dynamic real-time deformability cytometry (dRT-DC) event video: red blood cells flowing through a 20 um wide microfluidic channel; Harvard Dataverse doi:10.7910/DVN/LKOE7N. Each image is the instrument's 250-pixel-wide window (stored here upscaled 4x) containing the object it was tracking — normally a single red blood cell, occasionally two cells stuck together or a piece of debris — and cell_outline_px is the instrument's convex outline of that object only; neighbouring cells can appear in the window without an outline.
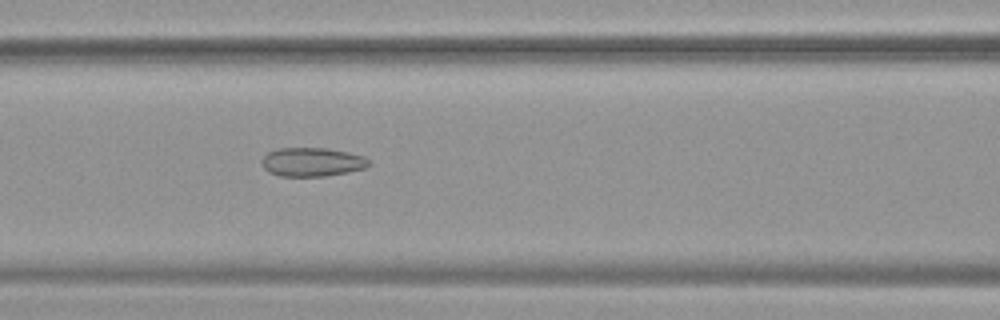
{"species": "common noctule bat (a hibernating species)", "species_latin": "Nyctalus noctula", "temperature_condition": "warm", "stored_images_in_passage": 54, "camera_frame_rate_fps": 3000, "um_per_image_px": 0.085, "animal": {"sex": "female", "body_mass_g": 19.9}, "frame": {"image": 1, "passage_image": 24, "time_ms": 7.667, "image_size_px": [1000, 320], "cell_outline_px": [[372, 164], [364, 168], [348, 172], [324, 176], [280, 176], [268, 172], [264, 168], [260, 160], [268, 152], [276, 148], [328, 148], [348, 152], [364, 156]], "centroid_in_image_um": [26.51, 13.76], "position_along_channel_um": 140.1, "area_um2": 18.09}}
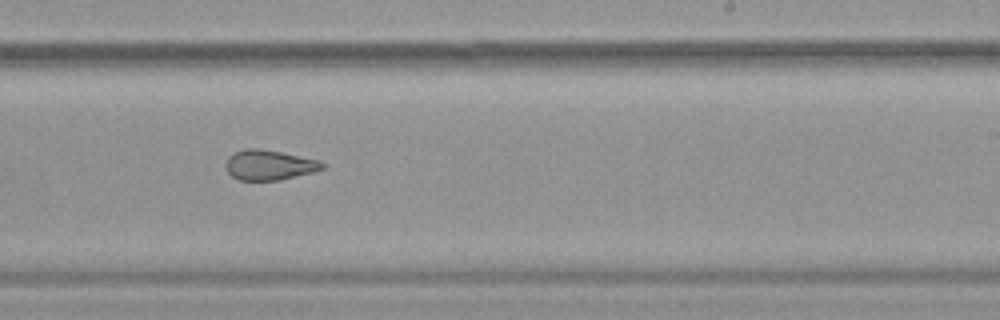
{"frame": {"image": 2, "passage_image": 34, "time_ms": 11.0, "image_size_px": [1000, 320], "cell_outline_px": [[324, 168], [312, 172], [280, 180], [236, 180], [228, 172], [224, 164], [228, 156], [244, 148], [260, 148], [320, 160], [324, 164]], "centroid_in_image_um": [22.85, 14.02], "position_along_channel_um": 266.2, "area_um2": 16.94}}
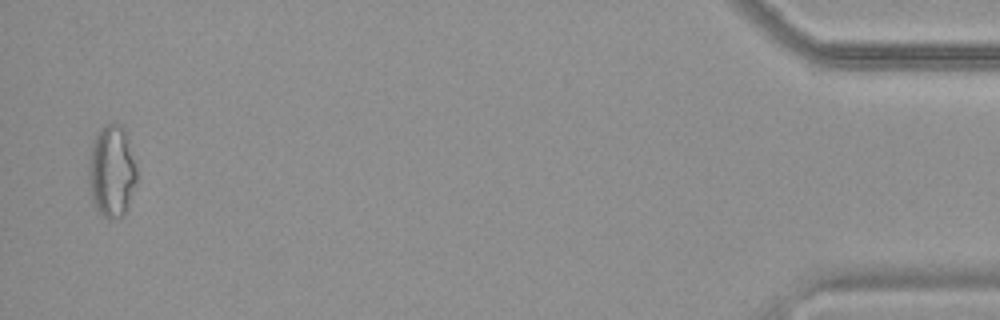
{"frame": {"image": 3, "passage_image": 53, "time_ms": 17.333, "image_size_px": [1000, 320], "cell_outline_px": [[136, 184], [124, 216], [112, 220], [108, 220], [100, 212], [92, 200], [88, 188], [88, 164], [92, 144], [96, 132], [104, 124], [120, 124], [124, 128], [136, 168]], "centroid_in_image_um": [9.47, 14.58], "position_along_channel_um": 425.7, "area_um2": 25.95}, "authors_computed_cell_mechanics": {"area_um2": 22.1952, "velocity_mm_per_s": 3.801, "shape_relaxation_time_tau1_ms": null, "shape_relaxation_time_tau2_ms": 1.8876, "deformation_change_tau1": null, "deformation_change_tau2": 0.0972}}